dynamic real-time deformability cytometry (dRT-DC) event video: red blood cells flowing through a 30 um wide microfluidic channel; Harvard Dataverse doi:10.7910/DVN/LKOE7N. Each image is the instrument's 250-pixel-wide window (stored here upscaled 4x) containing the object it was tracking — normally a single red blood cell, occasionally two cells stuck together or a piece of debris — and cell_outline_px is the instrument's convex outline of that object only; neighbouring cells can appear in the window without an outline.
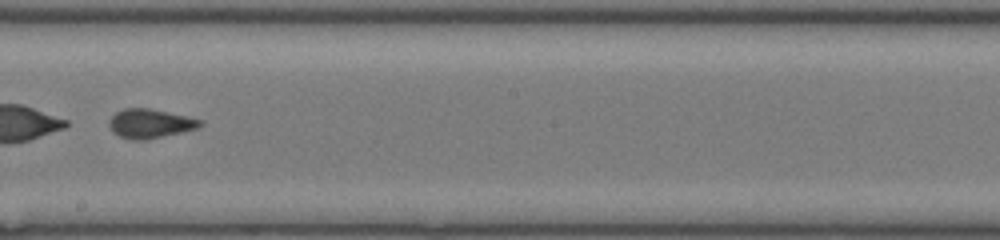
{"species": "common noctule bat (a hibernating species)", "species_latin": "Nyctalus noctula", "temperature_condition": "room temperature", "stored_images_in_passage": 47, "segment_of_instrument_passage": [2, 2], "camera_frame_rate_fps": 3000, "um_per_image_px": 0.085, "animal": {"sex": "female", "body_mass_g": 17.0, "forearm_length_mm": 48.0}, "frame": {"image": 1, "passage_image": 27, "time_ms": 8.667, "image_size_px": [1000, 240], "cell_outline_px": [[204, 124], [196, 128], [180, 132], [144, 140], [132, 140], [120, 136], [112, 132], [108, 124], [108, 120], [116, 112], [124, 108], [148, 108], [204, 120]], "centroid_in_image_um": [12.72, 10.5], "position_along_channel_um": 235.5, "area_um2": 15.32}}